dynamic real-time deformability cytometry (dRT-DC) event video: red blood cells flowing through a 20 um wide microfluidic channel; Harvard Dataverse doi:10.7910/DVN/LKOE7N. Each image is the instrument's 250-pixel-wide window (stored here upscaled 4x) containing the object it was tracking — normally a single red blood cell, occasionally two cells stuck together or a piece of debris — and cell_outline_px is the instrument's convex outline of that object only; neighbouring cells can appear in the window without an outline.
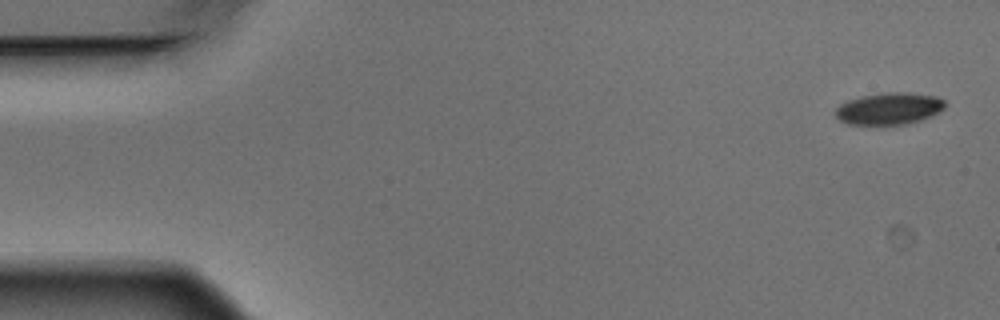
{"species": "Egyptian fruit bat (a non-hibernating species)", "species_latin": "Rousettus aegyptiacus", "temperature_condition": "warm", "stored_images_in_passage": 4, "camera_frame_rate_fps": 3000, "um_per_image_px": 0.085, "animal": {"sex": "male"}, "frame": {"image": 1, "passage_image": 1, "time_ms": 0.0, "image_size_px": [1000, 320], "cell_outline_px": [[948, 104], [940, 112], [920, 120], [908, 124], [848, 124], [840, 120], [836, 116], [836, 108], [840, 104], [848, 100], [860, 96], [884, 92], [908, 92], [936, 96], [944, 100]], "centroid_in_image_um": [75.61, 9.21], "position_along_channel_um": 9.4, "area_um2": 20.46}}